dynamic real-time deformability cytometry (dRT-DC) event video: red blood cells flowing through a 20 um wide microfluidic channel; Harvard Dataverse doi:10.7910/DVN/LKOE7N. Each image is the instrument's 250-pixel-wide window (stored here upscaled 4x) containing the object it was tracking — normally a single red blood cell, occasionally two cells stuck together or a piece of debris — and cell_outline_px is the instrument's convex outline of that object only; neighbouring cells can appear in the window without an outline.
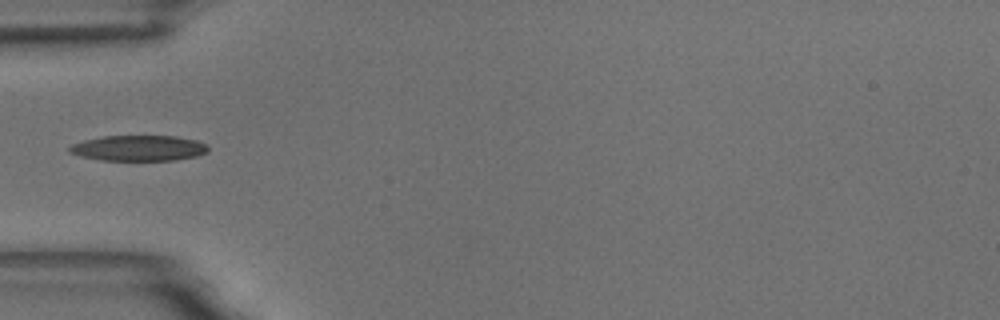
{"species": "common noctule bat (a hibernating species)", "species_latin": "Nyctalus noctula", "temperature_condition": "room temperature", "stored_images_in_passage": 4, "camera_frame_rate_fps": 3000, "um_per_image_px": 0.085, "animal": {"sex": "male", "body_mass_g": 18.8}, "frame": {"image": 1, "passage_image": 3, "time_ms": 2.333, "image_size_px": [1000, 320], "cell_outline_px": [[208, 152], [196, 156], [176, 160], [100, 160], [80, 156], [68, 152], [68, 148], [72, 144], [84, 140], [104, 136], [176, 136], [196, 140], [208, 144]], "centroid_in_image_um": [11.8, 12.59], "position_along_channel_um": 73.2, "area_um2": 20.75}}